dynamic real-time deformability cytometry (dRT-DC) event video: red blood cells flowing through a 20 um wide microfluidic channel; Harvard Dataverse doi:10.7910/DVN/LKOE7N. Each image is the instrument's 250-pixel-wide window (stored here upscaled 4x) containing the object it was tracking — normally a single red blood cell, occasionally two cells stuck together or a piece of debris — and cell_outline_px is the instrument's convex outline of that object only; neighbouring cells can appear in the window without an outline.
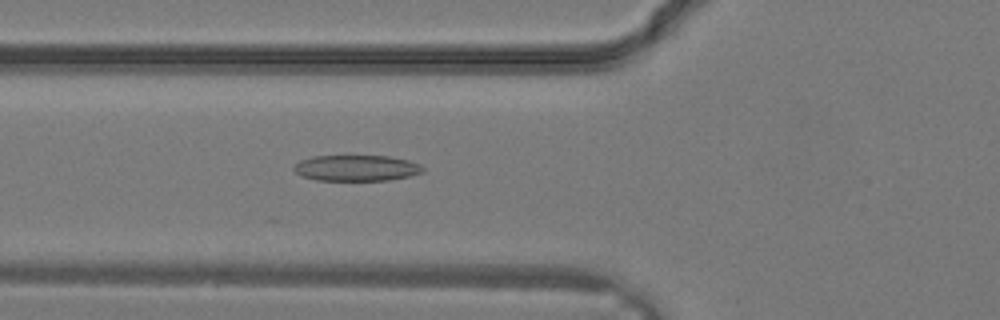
{"species": "common noctule bat (a hibernating species)", "species_latin": "Nyctalus noctula", "temperature_condition": "warm", "stored_images_in_passage": 8, "camera_frame_rate_fps": 3000, "um_per_image_px": 0.085, "animal": {"sex": "male", "body_mass_g": 19.2, "forearm_length_mm": 51.8}, "frame": {"image": 1, "passage_image": 4, "time_ms": 1.0, "image_size_px": [1000, 320], "cell_outline_px": [[424, 172], [412, 176], [388, 180], [316, 180], [300, 176], [292, 168], [300, 160], [312, 156], [388, 156], [408, 160], [420, 164], [424, 168]], "centroid_in_image_um": [30.31, 14.28], "position_along_channel_um": 95.5, "area_um2": 19.59}}
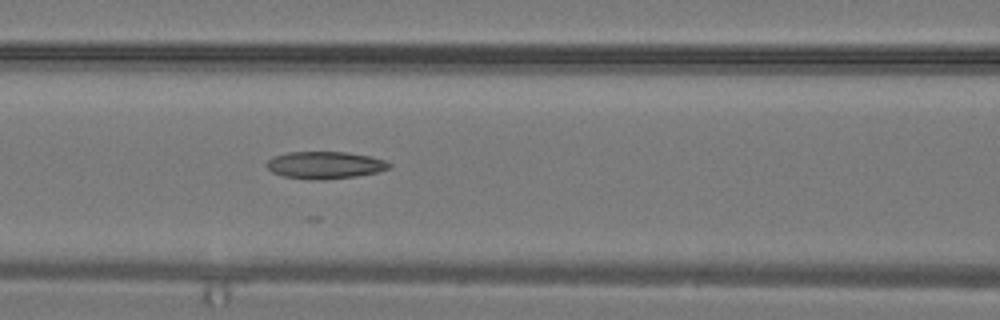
{"frame": {"image": 2, "passage_image": 6, "time_ms": 1.667, "image_size_px": [1000, 320], "cell_outline_px": [[392, 168], [376, 172], [356, 176], [324, 180], [308, 180], [284, 176], [272, 172], [268, 168], [268, 160], [276, 156], [288, 152], [348, 152], [372, 156], [384, 160], [392, 164]], "centroid_in_image_um": [27.67, 14.04], "position_along_channel_um": 138.9, "area_um2": 19.48}}